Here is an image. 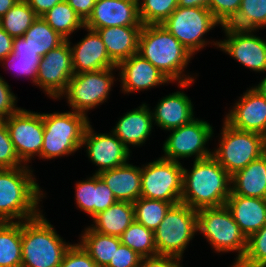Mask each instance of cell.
I'll use <instances>...</instances> for the list:
<instances>
[{"label": "cell", "mask_w": 266, "mask_h": 267, "mask_svg": "<svg viewBox=\"0 0 266 267\" xmlns=\"http://www.w3.org/2000/svg\"><path fill=\"white\" fill-rule=\"evenodd\" d=\"M141 1H138V7L139 17L143 25L163 23L178 7V0Z\"/></svg>", "instance_id": "cell-36"}, {"label": "cell", "mask_w": 266, "mask_h": 267, "mask_svg": "<svg viewBox=\"0 0 266 267\" xmlns=\"http://www.w3.org/2000/svg\"><path fill=\"white\" fill-rule=\"evenodd\" d=\"M13 54L18 58L41 59L36 51L26 42L23 37H16L13 40Z\"/></svg>", "instance_id": "cell-47"}, {"label": "cell", "mask_w": 266, "mask_h": 267, "mask_svg": "<svg viewBox=\"0 0 266 267\" xmlns=\"http://www.w3.org/2000/svg\"><path fill=\"white\" fill-rule=\"evenodd\" d=\"M231 192L266 199V155H261L231 176Z\"/></svg>", "instance_id": "cell-26"}, {"label": "cell", "mask_w": 266, "mask_h": 267, "mask_svg": "<svg viewBox=\"0 0 266 267\" xmlns=\"http://www.w3.org/2000/svg\"><path fill=\"white\" fill-rule=\"evenodd\" d=\"M116 198L111 189L96 174V205H94V216L105 211L116 202Z\"/></svg>", "instance_id": "cell-45"}, {"label": "cell", "mask_w": 266, "mask_h": 267, "mask_svg": "<svg viewBox=\"0 0 266 267\" xmlns=\"http://www.w3.org/2000/svg\"><path fill=\"white\" fill-rule=\"evenodd\" d=\"M21 222H0V267H21Z\"/></svg>", "instance_id": "cell-29"}, {"label": "cell", "mask_w": 266, "mask_h": 267, "mask_svg": "<svg viewBox=\"0 0 266 267\" xmlns=\"http://www.w3.org/2000/svg\"><path fill=\"white\" fill-rule=\"evenodd\" d=\"M25 164L19 159L10 138L4 120H0V169L22 167Z\"/></svg>", "instance_id": "cell-39"}, {"label": "cell", "mask_w": 266, "mask_h": 267, "mask_svg": "<svg viewBox=\"0 0 266 267\" xmlns=\"http://www.w3.org/2000/svg\"><path fill=\"white\" fill-rule=\"evenodd\" d=\"M36 53L43 57L66 39L57 33L41 16H38L23 36Z\"/></svg>", "instance_id": "cell-31"}, {"label": "cell", "mask_w": 266, "mask_h": 267, "mask_svg": "<svg viewBox=\"0 0 266 267\" xmlns=\"http://www.w3.org/2000/svg\"><path fill=\"white\" fill-rule=\"evenodd\" d=\"M183 165L177 161L159 157L141 166V196L170 202L181 203Z\"/></svg>", "instance_id": "cell-11"}, {"label": "cell", "mask_w": 266, "mask_h": 267, "mask_svg": "<svg viewBox=\"0 0 266 267\" xmlns=\"http://www.w3.org/2000/svg\"><path fill=\"white\" fill-rule=\"evenodd\" d=\"M242 0H209L208 9L221 26L228 25L237 15Z\"/></svg>", "instance_id": "cell-40"}, {"label": "cell", "mask_w": 266, "mask_h": 267, "mask_svg": "<svg viewBox=\"0 0 266 267\" xmlns=\"http://www.w3.org/2000/svg\"><path fill=\"white\" fill-rule=\"evenodd\" d=\"M83 29L88 33L77 44L71 46L70 39H67L72 52L74 74L117 67V64L109 57L99 33L85 27Z\"/></svg>", "instance_id": "cell-20"}, {"label": "cell", "mask_w": 266, "mask_h": 267, "mask_svg": "<svg viewBox=\"0 0 266 267\" xmlns=\"http://www.w3.org/2000/svg\"><path fill=\"white\" fill-rule=\"evenodd\" d=\"M98 176L111 189L117 201L134 203L141 196V167L125 163Z\"/></svg>", "instance_id": "cell-24"}, {"label": "cell", "mask_w": 266, "mask_h": 267, "mask_svg": "<svg viewBox=\"0 0 266 267\" xmlns=\"http://www.w3.org/2000/svg\"><path fill=\"white\" fill-rule=\"evenodd\" d=\"M208 2L209 0H178V6L208 8Z\"/></svg>", "instance_id": "cell-51"}, {"label": "cell", "mask_w": 266, "mask_h": 267, "mask_svg": "<svg viewBox=\"0 0 266 267\" xmlns=\"http://www.w3.org/2000/svg\"><path fill=\"white\" fill-rule=\"evenodd\" d=\"M235 267H266V225L247 238L245 255Z\"/></svg>", "instance_id": "cell-37"}, {"label": "cell", "mask_w": 266, "mask_h": 267, "mask_svg": "<svg viewBox=\"0 0 266 267\" xmlns=\"http://www.w3.org/2000/svg\"><path fill=\"white\" fill-rule=\"evenodd\" d=\"M4 121L19 159L28 165L36 156L41 158L44 141L42 113L19 108Z\"/></svg>", "instance_id": "cell-13"}, {"label": "cell", "mask_w": 266, "mask_h": 267, "mask_svg": "<svg viewBox=\"0 0 266 267\" xmlns=\"http://www.w3.org/2000/svg\"><path fill=\"white\" fill-rule=\"evenodd\" d=\"M231 193V175L211 155L183 167L181 203L192 209L221 207Z\"/></svg>", "instance_id": "cell-2"}, {"label": "cell", "mask_w": 266, "mask_h": 267, "mask_svg": "<svg viewBox=\"0 0 266 267\" xmlns=\"http://www.w3.org/2000/svg\"><path fill=\"white\" fill-rule=\"evenodd\" d=\"M41 17L66 40L71 38L73 32L85 27L82 19L66 0L57 3Z\"/></svg>", "instance_id": "cell-30"}, {"label": "cell", "mask_w": 266, "mask_h": 267, "mask_svg": "<svg viewBox=\"0 0 266 267\" xmlns=\"http://www.w3.org/2000/svg\"><path fill=\"white\" fill-rule=\"evenodd\" d=\"M221 27L226 39L219 41L218 48L250 70L266 72V40L254 35L255 30Z\"/></svg>", "instance_id": "cell-15"}, {"label": "cell", "mask_w": 266, "mask_h": 267, "mask_svg": "<svg viewBox=\"0 0 266 267\" xmlns=\"http://www.w3.org/2000/svg\"><path fill=\"white\" fill-rule=\"evenodd\" d=\"M1 62L3 63L2 66L5 65L6 67L4 66V68H7V70L10 67L11 70L14 69L17 72V75L19 73L20 76L25 75V77H30L32 82L36 85L40 59L18 58L12 53L2 59L0 63ZM7 62H9V65L7 64Z\"/></svg>", "instance_id": "cell-41"}, {"label": "cell", "mask_w": 266, "mask_h": 267, "mask_svg": "<svg viewBox=\"0 0 266 267\" xmlns=\"http://www.w3.org/2000/svg\"><path fill=\"white\" fill-rule=\"evenodd\" d=\"M75 202L78 208L94 217V205H96V174L76 183Z\"/></svg>", "instance_id": "cell-38"}, {"label": "cell", "mask_w": 266, "mask_h": 267, "mask_svg": "<svg viewBox=\"0 0 266 267\" xmlns=\"http://www.w3.org/2000/svg\"><path fill=\"white\" fill-rule=\"evenodd\" d=\"M118 120L112 132L128 149L131 145L142 146L153 131L151 109L146 103L126 112Z\"/></svg>", "instance_id": "cell-22"}, {"label": "cell", "mask_w": 266, "mask_h": 267, "mask_svg": "<svg viewBox=\"0 0 266 267\" xmlns=\"http://www.w3.org/2000/svg\"><path fill=\"white\" fill-rule=\"evenodd\" d=\"M83 145L86 146V155L90 161L98 166L94 174L128 163L132 153L112 131L97 134L90 123L84 133Z\"/></svg>", "instance_id": "cell-16"}, {"label": "cell", "mask_w": 266, "mask_h": 267, "mask_svg": "<svg viewBox=\"0 0 266 267\" xmlns=\"http://www.w3.org/2000/svg\"><path fill=\"white\" fill-rule=\"evenodd\" d=\"M190 98L181 91L166 95L151 111L154 125L165 131L190 123L194 116Z\"/></svg>", "instance_id": "cell-21"}, {"label": "cell", "mask_w": 266, "mask_h": 267, "mask_svg": "<svg viewBox=\"0 0 266 267\" xmlns=\"http://www.w3.org/2000/svg\"><path fill=\"white\" fill-rule=\"evenodd\" d=\"M44 141L41 159L68 156L81 149L88 116L75 111L42 113Z\"/></svg>", "instance_id": "cell-5"}, {"label": "cell", "mask_w": 266, "mask_h": 267, "mask_svg": "<svg viewBox=\"0 0 266 267\" xmlns=\"http://www.w3.org/2000/svg\"><path fill=\"white\" fill-rule=\"evenodd\" d=\"M121 244L134 250L142 258L157 256L154 231L135 220L120 236Z\"/></svg>", "instance_id": "cell-32"}, {"label": "cell", "mask_w": 266, "mask_h": 267, "mask_svg": "<svg viewBox=\"0 0 266 267\" xmlns=\"http://www.w3.org/2000/svg\"><path fill=\"white\" fill-rule=\"evenodd\" d=\"M221 131L212 156L231 176L264 154L266 137L262 134L234 129L225 121Z\"/></svg>", "instance_id": "cell-7"}, {"label": "cell", "mask_w": 266, "mask_h": 267, "mask_svg": "<svg viewBox=\"0 0 266 267\" xmlns=\"http://www.w3.org/2000/svg\"><path fill=\"white\" fill-rule=\"evenodd\" d=\"M227 26L255 31L265 29L266 0H242L236 17Z\"/></svg>", "instance_id": "cell-34"}, {"label": "cell", "mask_w": 266, "mask_h": 267, "mask_svg": "<svg viewBox=\"0 0 266 267\" xmlns=\"http://www.w3.org/2000/svg\"><path fill=\"white\" fill-rule=\"evenodd\" d=\"M138 54L151 62L171 82L187 88L193 76L184 74L194 56L161 24L143 25L138 43Z\"/></svg>", "instance_id": "cell-1"}, {"label": "cell", "mask_w": 266, "mask_h": 267, "mask_svg": "<svg viewBox=\"0 0 266 267\" xmlns=\"http://www.w3.org/2000/svg\"><path fill=\"white\" fill-rule=\"evenodd\" d=\"M161 25L192 55L209 43L219 47V40L210 42L204 38L215 26H221L208 8L178 6Z\"/></svg>", "instance_id": "cell-9"}, {"label": "cell", "mask_w": 266, "mask_h": 267, "mask_svg": "<svg viewBox=\"0 0 266 267\" xmlns=\"http://www.w3.org/2000/svg\"><path fill=\"white\" fill-rule=\"evenodd\" d=\"M79 244L95 261L97 267H107L121 245L120 237L104 235L89 226L81 233Z\"/></svg>", "instance_id": "cell-28"}, {"label": "cell", "mask_w": 266, "mask_h": 267, "mask_svg": "<svg viewBox=\"0 0 266 267\" xmlns=\"http://www.w3.org/2000/svg\"><path fill=\"white\" fill-rule=\"evenodd\" d=\"M197 232V210L184 203L172 205L154 231L158 255L182 258Z\"/></svg>", "instance_id": "cell-8"}, {"label": "cell", "mask_w": 266, "mask_h": 267, "mask_svg": "<svg viewBox=\"0 0 266 267\" xmlns=\"http://www.w3.org/2000/svg\"><path fill=\"white\" fill-rule=\"evenodd\" d=\"M19 0H0V18L12 8Z\"/></svg>", "instance_id": "cell-52"}, {"label": "cell", "mask_w": 266, "mask_h": 267, "mask_svg": "<svg viewBox=\"0 0 266 267\" xmlns=\"http://www.w3.org/2000/svg\"><path fill=\"white\" fill-rule=\"evenodd\" d=\"M92 220L94 224L89 226L92 230L104 235L120 237L135 220L134 205L130 202L116 201L105 211L95 215Z\"/></svg>", "instance_id": "cell-27"}, {"label": "cell", "mask_w": 266, "mask_h": 267, "mask_svg": "<svg viewBox=\"0 0 266 267\" xmlns=\"http://www.w3.org/2000/svg\"><path fill=\"white\" fill-rule=\"evenodd\" d=\"M225 205L247 238L266 225V199L231 192Z\"/></svg>", "instance_id": "cell-23"}, {"label": "cell", "mask_w": 266, "mask_h": 267, "mask_svg": "<svg viewBox=\"0 0 266 267\" xmlns=\"http://www.w3.org/2000/svg\"><path fill=\"white\" fill-rule=\"evenodd\" d=\"M117 68L122 93L144 91L156 86L172 83L151 62L136 53L122 60Z\"/></svg>", "instance_id": "cell-19"}, {"label": "cell", "mask_w": 266, "mask_h": 267, "mask_svg": "<svg viewBox=\"0 0 266 267\" xmlns=\"http://www.w3.org/2000/svg\"><path fill=\"white\" fill-rule=\"evenodd\" d=\"M197 232L204 235L214 252H237L235 267L244 257L247 248V237L233 219L226 205L221 207L202 208L197 210Z\"/></svg>", "instance_id": "cell-6"}, {"label": "cell", "mask_w": 266, "mask_h": 267, "mask_svg": "<svg viewBox=\"0 0 266 267\" xmlns=\"http://www.w3.org/2000/svg\"><path fill=\"white\" fill-rule=\"evenodd\" d=\"M67 3L73 8L77 15L85 22L92 10L97 0H66Z\"/></svg>", "instance_id": "cell-48"}, {"label": "cell", "mask_w": 266, "mask_h": 267, "mask_svg": "<svg viewBox=\"0 0 266 267\" xmlns=\"http://www.w3.org/2000/svg\"><path fill=\"white\" fill-rule=\"evenodd\" d=\"M171 133L163 144L161 158L180 162V159L194 156V160L212 155L206 144L213 138L214 129L209 122L195 118L190 123L169 130Z\"/></svg>", "instance_id": "cell-12"}, {"label": "cell", "mask_w": 266, "mask_h": 267, "mask_svg": "<svg viewBox=\"0 0 266 267\" xmlns=\"http://www.w3.org/2000/svg\"><path fill=\"white\" fill-rule=\"evenodd\" d=\"M143 26H111L97 29L109 57L118 65L138 53L139 36Z\"/></svg>", "instance_id": "cell-25"}, {"label": "cell", "mask_w": 266, "mask_h": 267, "mask_svg": "<svg viewBox=\"0 0 266 267\" xmlns=\"http://www.w3.org/2000/svg\"><path fill=\"white\" fill-rule=\"evenodd\" d=\"M16 104L17 97L0 75V120H4L14 114L19 109Z\"/></svg>", "instance_id": "cell-43"}, {"label": "cell", "mask_w": 266, "mask_h": 267, "mask_svg": "<svg viewBox=\"0 0 266 267\" xmlns=\"http://www.w3.org/2000/svg\"><path fill=\"white\" fill-rule=\"evenodd\" d=\"M74 75L70 43L65 40L40 59L36 86L50 98L58 99Z\"/></svg>", "instance_id": "cell-14"}, {"label": "cell", "mask_w": 266, "mask_h": 267, "mask_svg": "<svg viewBox=\"0 0 266 267\" xmlns=\"http://www.w3.org/2000/svg\"><path fill=\"white\" fill-rule=\"evenodd\" d=\"M224 121L234 129L266 137V99L249 88L226 114Z\"/></svg>", "instance_id": "cell-17"}, {"label": "cell", "mask_w": 266, "mask_h": 267, "mask_svg": "<svg viewBox=\"0 0 266 267\" xmlns=\"http://www.w3.org/2000/svg\"><path fill=\"white\" fill-rule=\"evenodd\" d=\"M37 16H42L62 0H25Z\"/></svg>", "instance_id": "cell-49"}, {"label": "cell", "mask_w": 266, "mask_h": 267, "mask_svg": "<svg viewBox=\"0 0 266 267\" xmlns=\"http://www.w3.org/2000/svg\"><path fill=\"white\" fill-rule=\"evenodd\" d=\"M13 40L14 38L0 26V61L13 53Z\"/></svg>", "instance_id": "cell-50"}, {"label": "cell", "mask_w": 266, "mask_h": 267, "mask_svg": "<svg viewBox=\"0 0 266 267\" xmlns=\"http://www.w3.org/2000/svg\"><path fill=\"white\" fill-rule=\"evenodd\" d=\"M59 267H97L95 261L79 244H71Z\"/></svg>", "instance_id": "cell-42"}, {"label": "cell", "mask_w": 266, "mask_h": 267, "mask_svg": "<svg viewBox=\"0 0 266 267\" xmlns=\"http://www.w3.org/2000/svg\"><path fill=\"white\" fill-rule=\"evenodd\" d=\"M37 17L25 0H19L0 18V26L13 38L23 37Z\"/></svg>", "instance_id": "cell-33"}, {"label": "cell", "mask_w": 266, "mask_h": 267, "mask_svg": "<svg viewBox=\"0 0 266 267\" xmlns=\"http://www.w3.org/2000/svg\"><path fill=\"white\" fill-rule=\"evenodd\" d=\"M30 168L0 169V222H22L42 212L39 204L45 194Z\"/></svg>", "instance_id": "cell-3"}, {"label": "cell", "mask_w": 266, "mask_h": 267, "mask_svg": "<svg viewBox=\"0 0 266 267\" xmlns=\"http://www.w3.org/2000/svg\"><path fill=\"white\" fill-rule=\"evenodd\" d=\"M181 259L175 256L157 255L153 257L142 258L140 267H183Z\"/></svg>", "instance_id": "cell-46"}, {"label": "cell", "mask_w": 266, "mask_h": 267, "mask_svg": "<svg viewBox=\"0 0 266 267\" xmlns=\"http://www.w3.org/2000/svg\"><path fill=\"white\" fill-rule=\"evenodd\" d=\"M135 221L155 231L172 206L170 202L139 197L134 203Z\"/></svg>", "instance_id": "cell-35"}, {"label": "cell", "mask_w": 266, "mask_h": 267, "mask_svg": "<svg viewBox=\"0 0 266 267\" xmlns=\"http://www.w3.org/2000/svg\"><path fill=\"white\" fill-rule=\"evenodd\" d=\"M141 260L142 257L134 250L121 244L107 267H140Z\"/></svg>", "instance_id": "cell-44"}, {"label": "cell", "mask_w": 266, "mask_h": 267, "mask_svg": "<svg viewBox=\"0 0 266 267\" xmlns=\"http://www.w3.org/2000/svg\"><path fill=\"white\" fill-rule=\"evenodd\" d=\"M114 70L116 71L118 68L74 74L66 90L58 99L64 96L65 99L67 98L71 111L88 116V110L102 105L104 101L109 99L111 88L116 81L113 74Z\"/></svg>", "instance_id": "cell-10"}, {"label": "cell", "mask_w": 266, "mask_h": 267, "mask_svg": "<svg viewBox=\"0 0 266 267\" xmlns=\"http://www.w3.org/2000/svg\"><path fill=\"white\" fill-rule=\"evenodd\" d=\"M252 88L266 99V76L261 80L258 85L254 87L252 86Z\"/></svg>", "instance_id": "cell-53"}, {"label": "cell", "mask_w": 266, "mask_h": 267, "mask_svg": "<svg viewBox=\"0 0 266 267\" xmlns=\"http://www.w3.org/2000/svg\"><path fill=\"white\" fill-rule=\"evenodd\" d=\"M21 243V267H59L71 246L57 234L42 212L21 222Z\"/></svg>", "instance_id": "cell-4"}, {"label": "cell", "mask_w": 266, "mask_h": 267, "mask_svg": "<svg viewBox=\"0 0 266 267\" xmlns=\"http://www.w3.org/2000/svg\"><path fill=\"white\" fill-rule=\"evenodd\" d=\"M139 0H97L92 13L84 22L85 28L111 26H143L139 17Z\"/></svg>", "instance_id": "cell-18"}]
</instances>
